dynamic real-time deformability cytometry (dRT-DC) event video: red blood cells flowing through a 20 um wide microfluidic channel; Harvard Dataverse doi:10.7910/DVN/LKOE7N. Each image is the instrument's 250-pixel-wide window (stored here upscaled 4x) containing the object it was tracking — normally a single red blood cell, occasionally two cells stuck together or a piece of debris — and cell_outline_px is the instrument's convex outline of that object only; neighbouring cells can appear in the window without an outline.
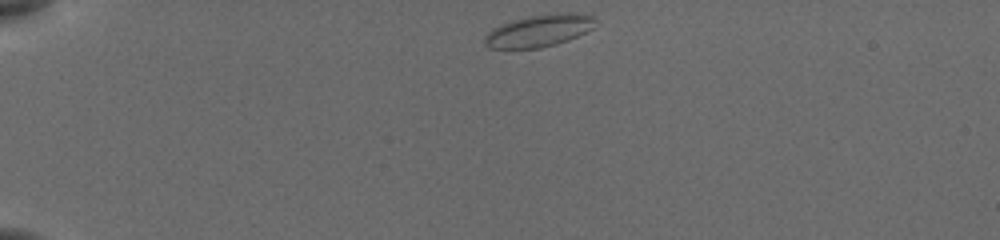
{"species": "common noctule bat (a hibernating species)", "species_latin": "Nyctalus noctula", "temperature_condition": "cold", "stored_images_in_passage": 42, "camera_frame_rate_fps": 3000, "um_per_image_px": 0.085, "animal": {"sex": "female", "body_mass_g": 19.5, "forearm_length_mm": 54.1}, "frame": {"image": 1, "passage_image": 1, "time_ms": 0.0, "image_size_px": [1000, 240], "cell_outline_px": [[592, 28], [568, 40], [540, 48], [488, 48], [484, 44], [484, 36], [492, 28], [512, 20], [532, 16], [592, 16]], "centroid_in_image_um": [45.62, 2.69], "position_along_channel_um": 39.4, "area_um2": 19.31}}
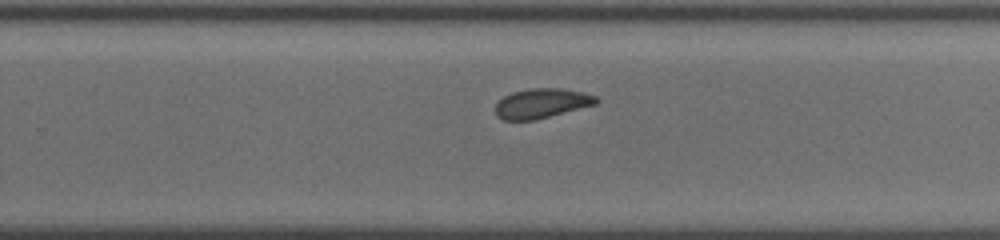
{"frame": {"image": 2, "passage_image": 25, "time_ms": 8.0, "image_size_px": [1000, 240], "cell_outline_px": [[600, 100], [596, 104], [532, 120], [504, 120], [496, 116], [496, 104], [504, 96], [512, 92], [532, 88], [560, 88], [584, 92], [596, 96]], "centroid_in_image_um": [46.04, 8.77], "position_along_channel_um": 283.8, "area_um2": 17.22}}
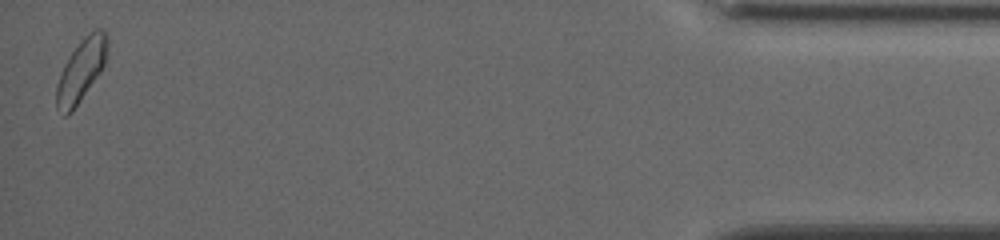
{"frame": {"image": 3, "passage_image": 42, "time_ms": 13.667, "image_size_px": [1000, 240], "cell_outline_px": [[108, 40], [104, 64], [100, 72], [72, 112], [68, 116], [64, 116], [56, 108], [56, 84], [64, 64], [68, 56], [84, 36], [96, 28], [104, 28], [108, 32]], "centroid_in_image_um": [6.89, 5.96], "position_along_channel_um": 428.3, "area_um2": 18.61}, "authors_computed_cell_mechanics": {"area_um2": 18.0336, "velocity_mm_per_s": 3.8397, "shape_relaxation_time_tau1_ms": 3.4844, "shape_relaxation_time_tau2_ms": 3.7817, "deformation_change_tau1": 0.0713, "deformation_change_tau2": 0.064}}